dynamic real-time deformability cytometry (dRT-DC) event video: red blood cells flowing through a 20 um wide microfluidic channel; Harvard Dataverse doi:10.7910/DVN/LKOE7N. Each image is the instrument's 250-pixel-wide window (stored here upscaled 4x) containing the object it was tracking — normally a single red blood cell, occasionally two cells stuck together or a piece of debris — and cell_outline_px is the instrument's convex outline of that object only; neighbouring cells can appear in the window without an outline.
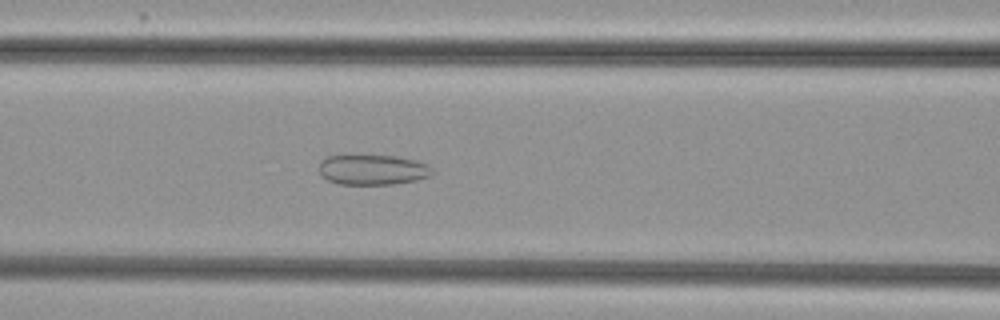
{"species": "common noctule bat (a hibernating species)", "species_latin": "Nyctalus noctula", "temperature_condition": "cold", "stored_images_in_passage": 53, "camera_frame_rate_fps": 3000, "um_per_image_px": 0.085, "animal": {"sex": "female", "body_mass_g": 29.2, "forearm_length_mm": 56.3}, "frame": {"image": 1, "passage_image": 23, "time_ms": 7.333, "image_size_px": [1000, 320], "cell_outline_px": [[436, 172], [428, 176], [416, 180], [392, 184], [340, 184], [328, 180], [320, 172], [320, 160], [328, 156], [396, 156], [416, 160], [428, 164]], "centroid_in_image_um": [31.72, 14.43], "position_along_channel_um": 134.9, "area_um2": 19.77}}
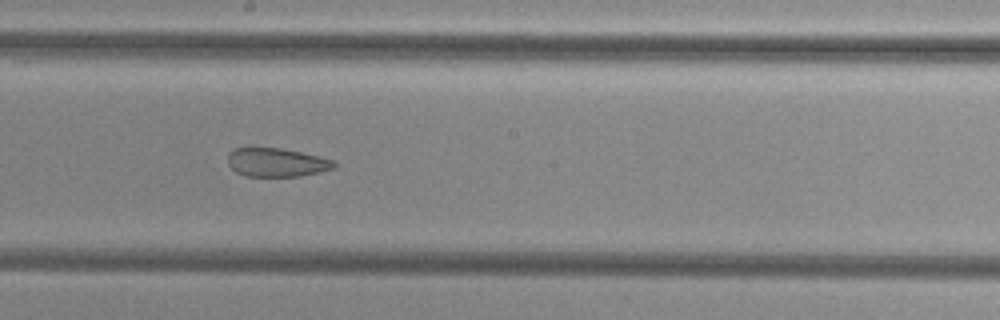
{"frame": {"image": 2, "passage_image": 30, "time_ms": 9.667, "image_size_px": [1000, 320], "cell_outline_px": [[336, 168], [320, 172], [300, 176], [244, 176], [236, 172], [228, 164], [228, 152], [236, 148], [248, 144], [280, 148], [320, 156], [332, 160], [336, 164]], "centroid_in_image_um": [23.45, 13.76], "position_along_channel_um": 224.8, "area_um2": 18.38}}
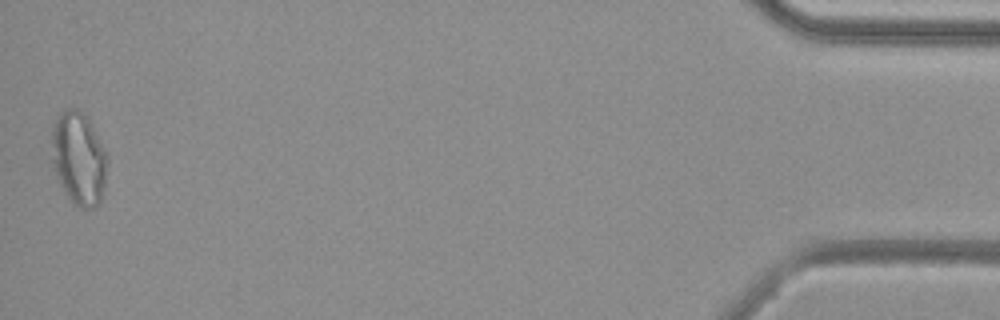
{"frame": {"image": 3, "passage_image": 53, "time_ms": 17.333, "image_size_px": [1000, 320], "cell_outline_px": [[108, 160], [104, 188], [100, 200], [92, 208], [80, 208], [72, 204], [68, 200], [56, 176], [52, 164], [52, 124], [60, 112], [64, 108], [76, 108], [88, 120], [108, 156]], "centroid_in_image_um": [6.67, 13.49], "position_along_channel_um": 428.5, "area_um2": 30.23}, "authors_computed_cell_mechanics": {"area_um2": 25.9522, "velocity_mm_per_s": 3.8543, "shape_relaxation_time_tau1_ms": null, "shape_relaxation_time_tau2_ms": 2.3777, "deformation_change_tau1": null, "deformation_change_tau2": 0.0986}}